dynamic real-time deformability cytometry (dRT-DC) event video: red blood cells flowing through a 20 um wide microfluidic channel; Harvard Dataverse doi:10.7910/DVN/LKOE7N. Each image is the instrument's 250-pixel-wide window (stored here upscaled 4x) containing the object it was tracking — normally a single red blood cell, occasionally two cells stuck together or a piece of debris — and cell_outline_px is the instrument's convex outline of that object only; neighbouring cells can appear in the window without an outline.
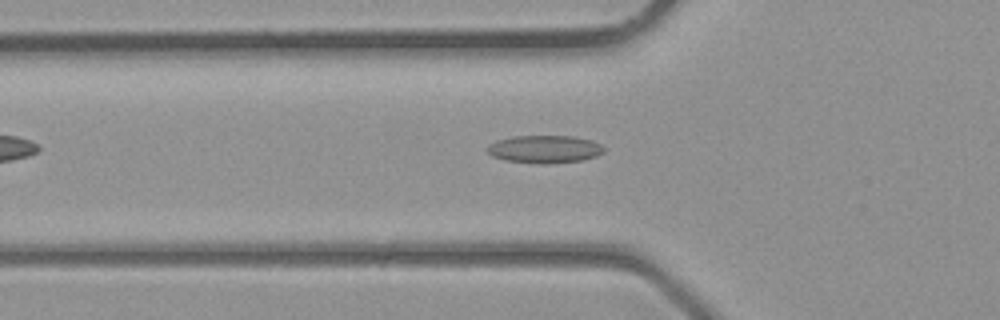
{"species": "common noctule bat (a hibernating species)", "species_latin": "Nyctalus noctula", "temperature_condition": "room temperature", "stored_images_in_passage": 31, "camera_frame_rate_fps": 3000, "um_per_image_px": 0.085, "animal": {"sex": "male", "body_mass_g": 23.1, "forearm_length_mm": 52.7}, "frame": {"image": 1, "passage_image": 6, "time_ms": 1.667, "image_size_px": [1000, 320], "cell_outline_px": [[604, 152], [596, 156], [584, 160], [548, 164], [536, 164], [504, 160], [492, 156], [488, 152], [488, 144], [496, 140], [516, 136], [572, 136], [592, 140], [600, 144], [604, 148]], "centroid_in_image_um": [46.29, 12.69], "position_along_channel_um": 79.5, "area_um2": 19.02}}
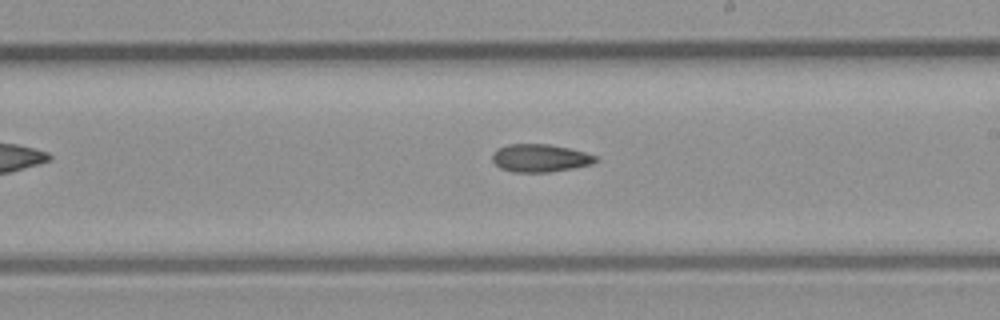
{"frame": {"image": 2, "passage_image": 15, "time_ms": 4.667, "image_size_px": [1000, 320], "cell_outline_px": [[600, 160], [592, 164], [552, 172], [512, 172], [500, 168], [492, 160], [492, 156], [500, 148], [508, 144], [548, 144], [568, 148], [584, 152], [596, 156]], "centroid_in_image_um": [45.93, 13.44], "position_along_channel_um": 243.1, "area_um2": 16.65}}
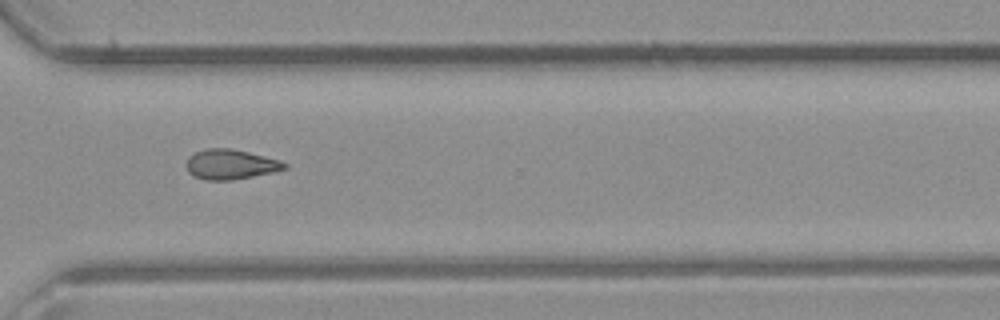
{"frame": {"image": 3, "passage_image": 21, "time_ms": 6.667, "image_size_px": [1000, 320], "cell_outline_px": [[288, 168], [272, 172], [232, 180], [208, 180], [196, 176], [188, 172], [188, 156], [192, 152], [204, 148], [232, 148], [280, 160], [288, 164]], "centroid_in_image_um": [19.6, 13.95], "position_along_channel_um": 351.0, "area_um2": 17.05}}